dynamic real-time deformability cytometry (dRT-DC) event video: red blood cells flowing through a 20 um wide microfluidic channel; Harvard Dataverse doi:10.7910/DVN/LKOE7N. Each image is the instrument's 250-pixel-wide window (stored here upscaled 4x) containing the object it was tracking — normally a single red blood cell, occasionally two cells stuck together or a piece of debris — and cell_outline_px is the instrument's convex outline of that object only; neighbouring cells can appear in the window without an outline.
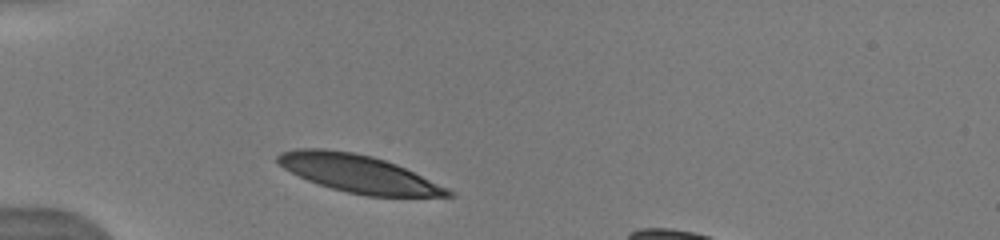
{"species": "human", "species_latin": "Homo sapiens", "temperature_condition": "warm", "stored_images_in_passage": 1, "camera_frame_rate_fps": 3000, "um_per_image_px": 0.085, "donor": {"sex": "male"}, "frame": {"image": 1, "passage_image": 1, "time_ms": 0.0, "image_size_px": [1000, 240], "cell_outline_px": [[456, 196], [368, 196], [348, 192], [332, 188], [308, 180], [284, 168], [276, 160], [276, 156], [280, 152], [300, 148], [324, 148], [352, 152], [372, 156], [396, 164], [448, 188], [456, 192]], "centroid_in_image_um": [30.47, 14.75], "position_along_channel_um": 54.5, "area_um2": 36.93}}